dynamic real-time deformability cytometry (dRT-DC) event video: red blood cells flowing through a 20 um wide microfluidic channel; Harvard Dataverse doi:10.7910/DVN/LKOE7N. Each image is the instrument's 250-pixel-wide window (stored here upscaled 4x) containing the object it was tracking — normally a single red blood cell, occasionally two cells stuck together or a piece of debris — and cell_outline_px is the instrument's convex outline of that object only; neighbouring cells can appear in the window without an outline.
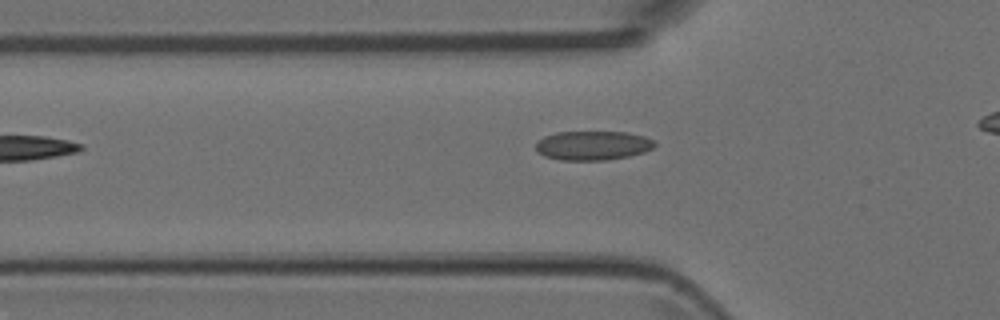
{"species": "Egyptian fruit bat (a non-hibernating species)", "species_latin": "Rousettus aegyptiacus", "temperature_condition": "room temperature", "stored_images_in_passage": 4, "camera_frame_rate_fps": 3000, "um_per_image_px": 0.085, "animal": {"sex": "female"}, "frame": {"image": 1, "passage_image": 2, "time_ms": 0.333, "image_size_px": [1000, 320], "cell_outline_px": [[656, 144], [652, 148], [644, 152], [628, 156], [604, 160], [560, 160], [544, 156], [536, 152], [536, 140], [544, 136], [556, 132], [628, 132], [644, 136], [656, 140]], "centroid_in_image_um": [50.37, 12.36], "position_along_channel_um": 75.4, "area_um2": 20.4}}